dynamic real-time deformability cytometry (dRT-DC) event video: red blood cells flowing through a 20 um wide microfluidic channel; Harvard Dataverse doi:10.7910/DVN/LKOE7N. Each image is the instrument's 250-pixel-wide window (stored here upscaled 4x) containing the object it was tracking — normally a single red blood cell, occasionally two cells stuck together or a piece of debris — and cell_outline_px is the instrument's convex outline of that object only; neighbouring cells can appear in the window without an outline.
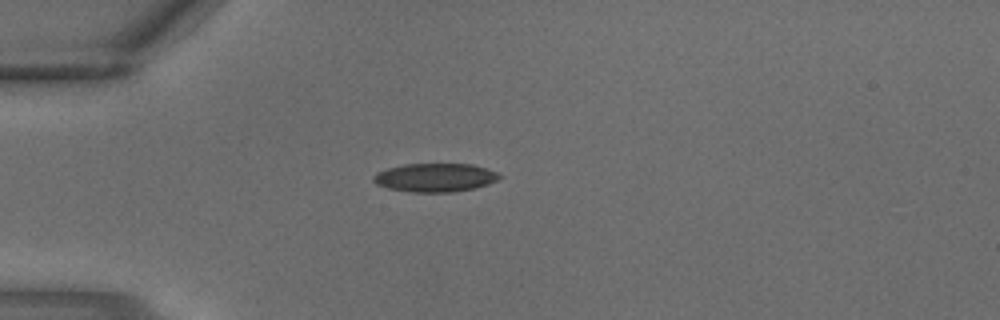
{"species": "common noctule bat (a hibernating species)", "species_latin": "Nyctalus noctula", "temperature_condition": "warm", "stored_images_in_passage": 1, "camera_frame_rate_fps": 3000, "um_per_image_px": 0.085, "animal": {"sex": "male", "body_mass_g": 18.8}, "frame": {"image": 1, "passage_image": 1, "time_ms": 0.0, "image_size_px": [1000, 320], "cell_outline_px": [[504, 176], [488, 184], [476, 188], [452, 192], [412, 192], [388, 188], [376, 184], [372, 180], [372, 176], [376, 172], [388, 168], [404, 164], [472, 164], [496, 172]], "centroid_in_image_um": [36.97, 15.09], "position_along_channel_um": 48.0, "area_um2": 20.98}}